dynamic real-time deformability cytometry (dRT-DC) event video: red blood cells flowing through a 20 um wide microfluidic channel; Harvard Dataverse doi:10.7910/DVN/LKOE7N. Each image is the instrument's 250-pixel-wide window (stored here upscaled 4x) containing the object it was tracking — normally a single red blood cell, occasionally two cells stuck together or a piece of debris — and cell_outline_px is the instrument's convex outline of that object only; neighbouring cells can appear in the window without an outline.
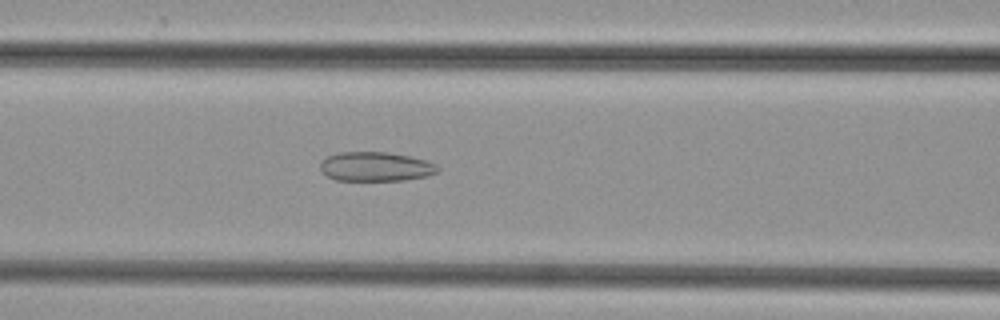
{"species": "common noctule bat (a hibernating species)", "species_latin": "Nyctalus noctula", "temperature_condition": "cold", "stored_images_in_passage": 49, "camera_frame_rate_fps": 3000, "um_per_image_px": 0.085, "animal": {"sex": "female", "body_mass_g": 29.2, "forearm_length_mm": 56.3}, "frame": {"image": 1, "passage_image": 21, "time_ms": 6.667, "image_size_px": [1000, 320], "cell_outline_px": [[440, 168], [436, 172], [428, 176], [404, 180], [336, 180], [328, 176], [320, 168], [320, 160], [328, 156], [340, 152], [388, 152], [408, 156], [424, 160], [436, 164]], "centroid_in_image_um": [31.92, 14.16], "position_along_channel_um": 134.7, "area_um2": 19.94}}
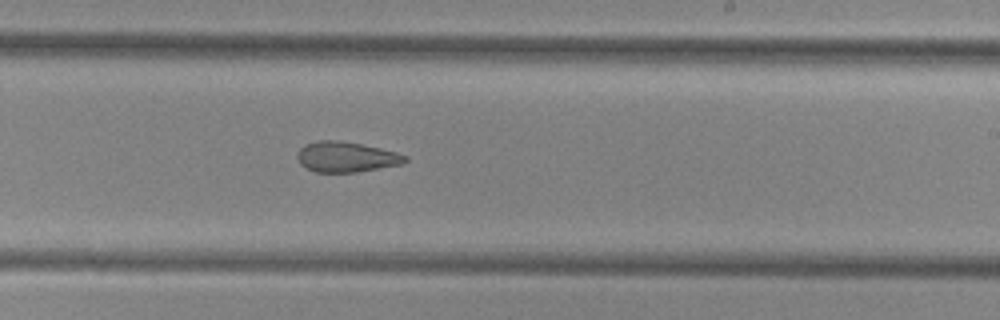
{"frame": {"image": 2, "passage_image": 30, "time_ms": 9.667, "image_size_px": [1000, 320], "cell_outline_px": [[408, 160], [404, 164], [356, 172], [316, 172], [300, 164], [296, 156], [296, 152], [304, 144], [316, 140], [340, 140], [380, 148], [396, 152], [408, 156]], "centroid_in_image_um": [29.42, 13.33], "position_along_channel_um": 259.6, "area_um2": 19.25}}
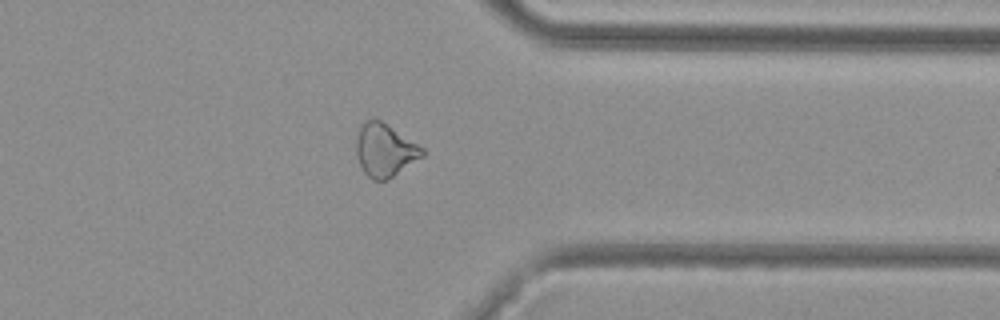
{"frame": {"image": 3, "passage_image": 39, "time_ms": 12.667, "image_size_px": [1000, 320], "cell_outline_px": [[424, 156], [392, 176], [384, 180], [372, 180], [364, 172], [356, 156], [356, 136], [360, 124], [372, 116], [380, 120], [424, 148]], "centroid_in_image_um": [32.67, 12.73], "position_along_channel_um": 378.7, "area_um2": 20.35}}